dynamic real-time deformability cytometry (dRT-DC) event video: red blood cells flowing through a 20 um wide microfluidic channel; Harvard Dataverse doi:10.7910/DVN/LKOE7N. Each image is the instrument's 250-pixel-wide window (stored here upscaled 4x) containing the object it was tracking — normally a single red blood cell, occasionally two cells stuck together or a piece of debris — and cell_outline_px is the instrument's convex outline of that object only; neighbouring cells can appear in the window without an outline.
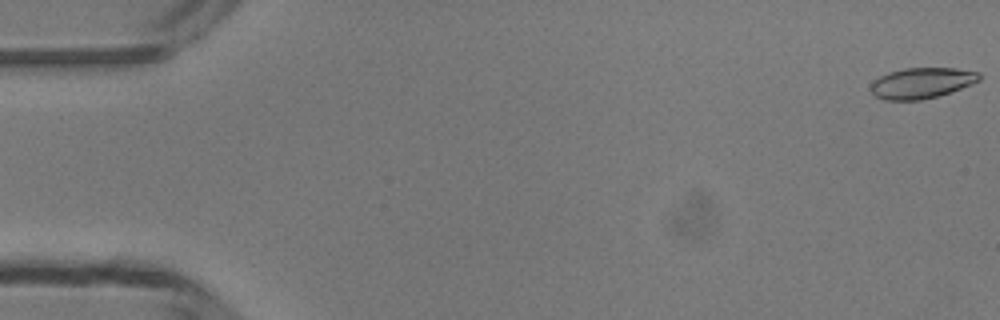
{"species": "common noctule bat (a hibernating species)", "species_latin": "Nyctalus noctula", "temperature_condition": "room temperature", "stored_images_in_passage": 49, "camera_frame_rate_fps": 3000, "um_per_image_px": 0.085, "animal": {"sex": "male", "body_mass_g": 13.3}, "frame": {"image": 1, "passage_image": 1, "time_ms": 0.0, "image_size_px": [1000, 320], "cell_outline_px": [[980, 80], [972, 84], [936, 96], [920, 100], [884, 100], [876, 96], [872, 92], [872, 84], [880, 76], [888, 72], [904, 68], [956, 68], [980, 72]], "centroid_in_image_um": [78.36, 7.04], "position_along_channel_um": 6.6, "area_um2": 19.19}}
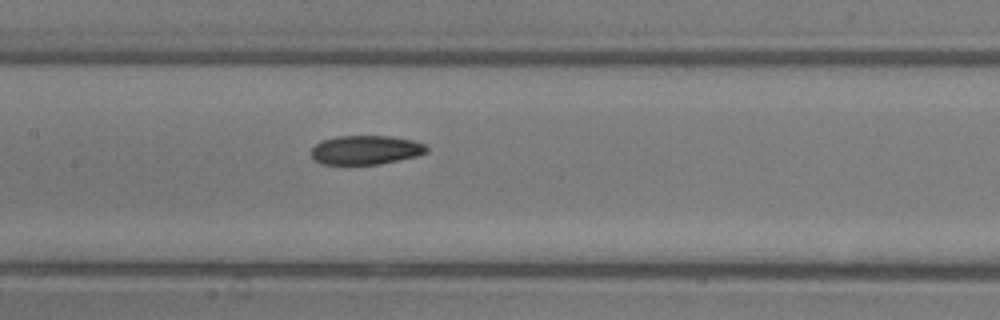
{"frame": {"image": 2, "passage_image": 24, "time_ms": 7.667, "image_size_px": [1000, 320], "cell_outline_px": [[428, 152], [416, 156], [380, 164], [320, 164], [312, 160], [308, 152], [320, 140], [336, 136], [392, 136], [412, 140], [424, 144], [428, 148]], "centroid_in_image_um": [31.02, 12.75], "position_along_channel_um": 176.4, "area_um2": 19.83}}
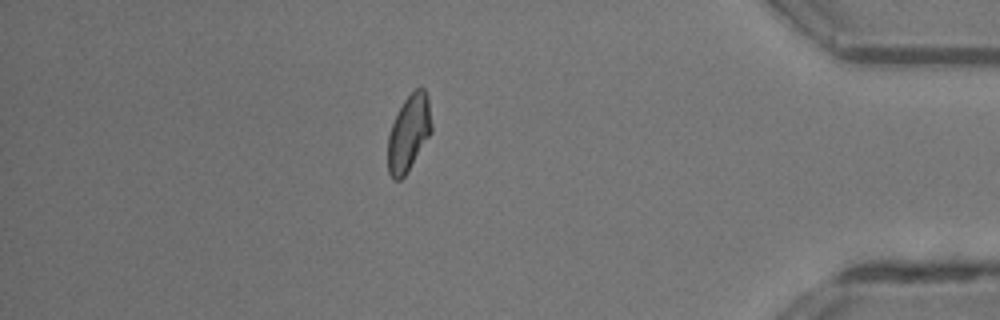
{"frame": {"image": 3, "passage_image": 43, "time_ms": 14.0, "image_size_px": [1000, 320], "cell_outline_px": [[432, 132], [404, 176], [400, 180], [392, 180], [388, 172], [388, 136], [392, 124], [404, 100], [420, 84], [424, 88], [428, 96], [432, 124]], "centroid_in_image_um": [34.76, 11.29], "position_along_channel_um": 400.4, "area_um2": 19.36}, "authors_computed_cell_mechanics": {"area_um2": 19.8254, "velocity_mm_per_s": 4.2043, "shape_relaxation_time_tau1_ms": 5.5123, "shape_relaxation_time_tau2_ms": 5.1719, "deformation_change_tau1": 0.1569, "deformation_change_tau2": 0.0926}}